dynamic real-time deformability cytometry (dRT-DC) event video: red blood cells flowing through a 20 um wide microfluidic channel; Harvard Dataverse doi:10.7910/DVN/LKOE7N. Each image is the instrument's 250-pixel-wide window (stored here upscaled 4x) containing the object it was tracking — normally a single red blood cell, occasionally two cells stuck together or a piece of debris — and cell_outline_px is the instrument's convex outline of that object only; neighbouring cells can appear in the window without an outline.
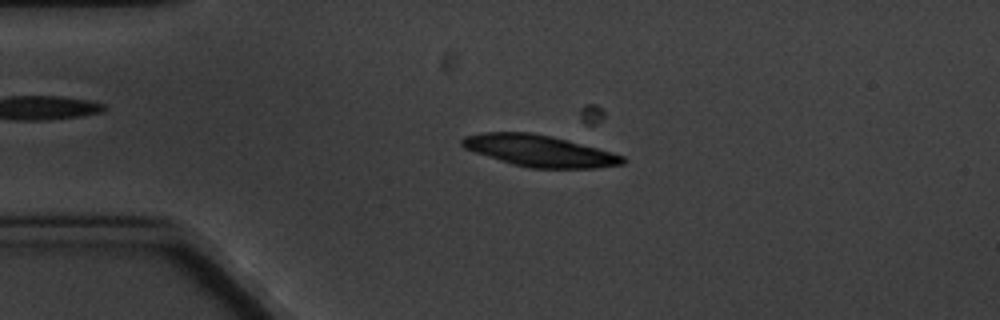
{"species": "common noctule bat (a hibernating species)", "species_latin": "Nyctalus noctula", "temperature_condition": "cold", "stored_images_in_passage": 7, "camera_frame_rate_fps": 3000, "um_per_image_px": 0.085, "animal": {"sex": "male", "body_mass_g": 20.1, "forearm_length_mm": 53.5}, "frame": {"image": 1, "passage_image": 3, "time_ms": 2.333, "image_size_px": [1000, 320], "cell_outline_px": [[628, 160], [624, 164], [596, 168], [532, 168], [512, 164], [464, 148], [460, 144], [460, 140], [464, 136], [484, 132], [528, 132], [552, 136], [612, 152], [624, 156]], "centroid_in_image_um": [45.87, 12.82], "position_along_channel_um": 39.1, "area_um2": 29.36}}